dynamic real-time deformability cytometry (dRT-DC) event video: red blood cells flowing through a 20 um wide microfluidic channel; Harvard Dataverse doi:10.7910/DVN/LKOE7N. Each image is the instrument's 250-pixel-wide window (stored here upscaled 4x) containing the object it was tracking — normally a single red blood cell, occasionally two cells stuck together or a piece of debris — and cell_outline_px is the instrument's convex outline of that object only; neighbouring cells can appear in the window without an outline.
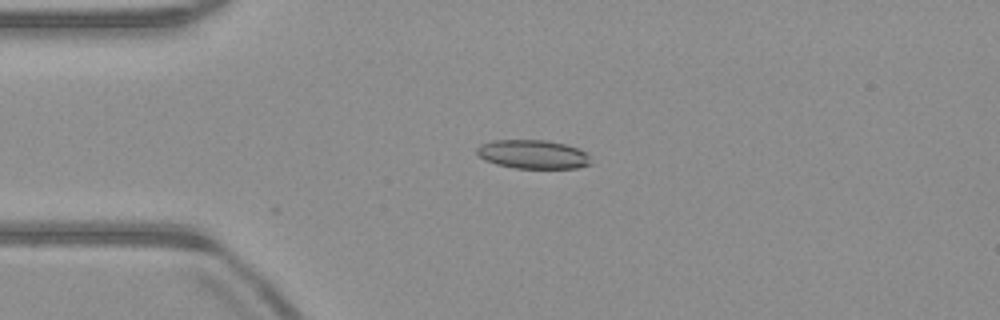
{"species": "common noctule bat (a hibernating species)", "species_latin": "Nyctalus noctula", "temperature_condition": "warm", "stored_images_in_passage": 28, "camera_frame_rate_fps": 3000, "um_per_image_px": 0.085, "animal": {"sex": "male", "body_mass_g": 23.1, "forearm_length_mm": 52.7}, "frame": {"image": 1, "passage_image": 1, "time_ms": 0.0, "image_size_px": [1000, 320], "cell_outline_px": [[592, 164], [576, 168], [516, 168], [496, 164], [484, 160], [476, 152], [476, 148], [480, 144], [492, 140], [548, 140], [580, 148], [588, 152]], "centroid_in_image_um": [45.33, 13.11], "position_along_channel_um": 39.7, "area_um2": 19.36}}
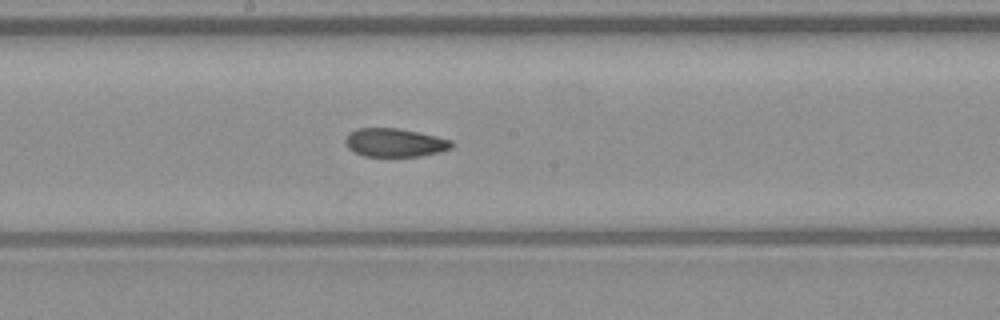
{"frame": {"image": 2, "passage_image": 16, "time_ms": 5.0, "image_size_px": [1000, 320], "cell_outline_px": [[456, 144], [452, 148], [440, 152], [420, 156], [364, 156], [352, 152], [344, 144], [344, 140], [348, 132], [356, 128], [400, 128], [436, 136], [452, 140]], "centroid_in_image_um": [33.54, 12.12], "position_along_channel_um": 214.7, "area_um2": 17.98}}
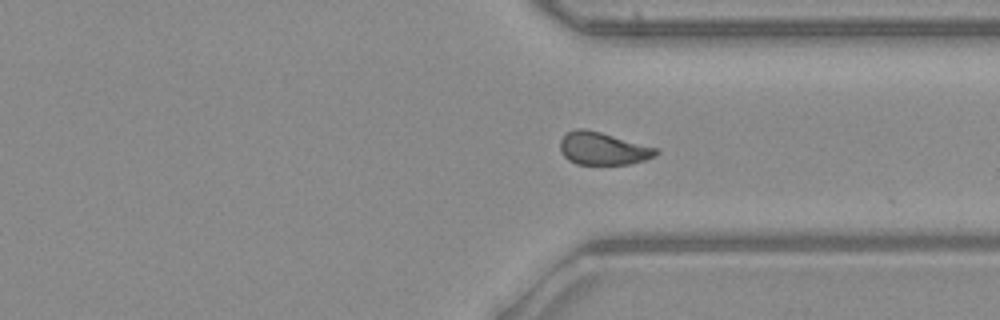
{"frame": {"image": 3, "passage_image": 27, "time_ms": 8.667, "image_size_px": [1000, 320], "cell_outline_px": [[660, 152], [656, 156], [644, 160], [628, 164], [576, 164], [568, 160], [564, 156], [560, 148], [560, 140], [568, 132], [576, 128], [584, 128], [600, 132], [660, 148]], "centroid_in_image_um": [51.28, 12.62], "position_along_channel_um": 360.1, "area_um2": 18.32}}